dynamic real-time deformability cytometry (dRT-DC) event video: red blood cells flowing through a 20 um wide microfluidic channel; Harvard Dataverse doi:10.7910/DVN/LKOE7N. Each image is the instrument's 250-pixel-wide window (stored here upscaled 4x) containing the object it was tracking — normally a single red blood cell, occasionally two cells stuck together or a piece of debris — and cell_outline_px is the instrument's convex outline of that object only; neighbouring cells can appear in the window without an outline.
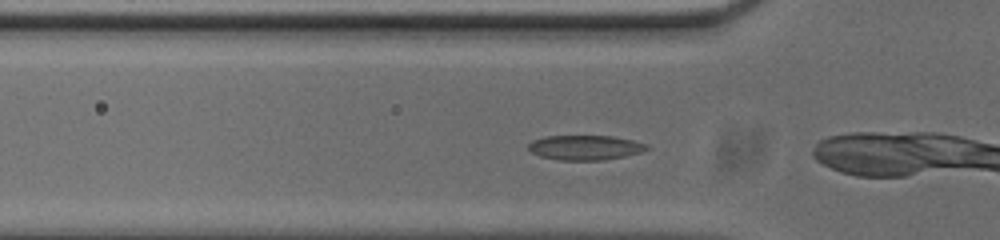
{"species": "common noctule bat (a hibernating species)", "species_latin": "Nyctalus noctula", "temperature_condition": "cold", "stored_images_in_passage": 9, "camera_frame_rate_fps": 3000, "um_per_image_px": 0.085, "animal": {"sex": "male", "body_mass_g": 20.0, "forearm_length_mm": 53.3}, "frame": {"image": 1, "passage_image": 3, "time_ms": 0.667, "image_size_px": [1000, 240], "cell_outline_px": [[648, 148], [640, 152], [624, 156], [604, 160], [560, 160], [540, 156], [532, 152], [528, 148], [528, 144], [532, 140], [544, 136], [612, 136], [632, 140], [648, 144]], "centroid_in_image_um": [49.71, 12.54], "position_along_channel_um": 76.1, "area_um2": 16.99}}
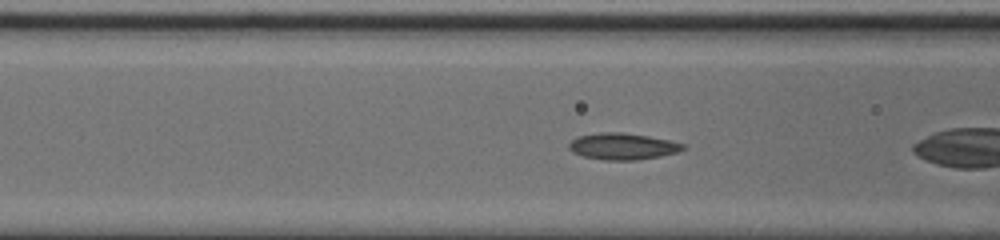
{"frame": {"image": 2, "passage_image": 6, "time_ms": 1.667, "image_size_px": [1000, 240], "cell_outline_px": [[688, 148], [676, 152], [660, 156], [636, 160], [604, 160], [584, 156], [572, 152], [568, 148], [568, 144], [576, 136], [600, 132], [620, 132], [648, 136], [668, 140], [684, 144]], "centroid_in_image_um": [52.9, 12.43], "position_along_channel_um": 113.7, "area_um2": 17.63}}